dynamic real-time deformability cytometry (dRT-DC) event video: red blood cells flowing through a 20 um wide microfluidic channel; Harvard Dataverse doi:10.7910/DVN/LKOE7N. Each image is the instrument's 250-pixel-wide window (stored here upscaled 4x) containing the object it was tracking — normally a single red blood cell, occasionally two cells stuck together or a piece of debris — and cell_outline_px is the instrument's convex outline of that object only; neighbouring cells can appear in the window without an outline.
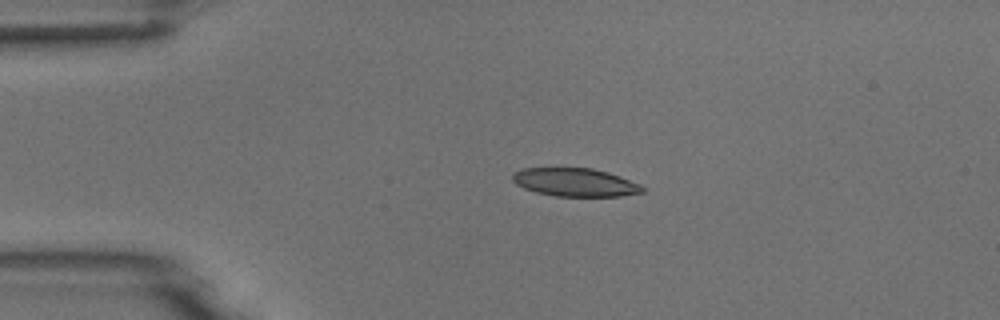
{"species": "common noctule bat (a hibernating species)", "species_latin": "Nyctalus noctula", "temperature_condition": "room temperature", "stored_images_in_passage": 4, "camera_frame_rate_fps": 3000, "um_per_image_px": 0.085, "animal": {"sex": "male", "body_mass_g": 18.8}, "frame": {"image": 1, "passage_image": 4, "time_ms": 3.667, "image_size_px": [1000, 320], "cell_outline_px": [[644, 192], [620, 196], [556, 196], [536, 192], [524, 188], [516, 184], [512, 180], [512, 176], [516, 172], [524, 168], [592, 168], [608, 172], [620, 176], [640, 184], [644, 188]], "centroid_in_image_um": [48.9, 15.5], "position_along_channel_um": 36.1, "area_um2": 21.27}}